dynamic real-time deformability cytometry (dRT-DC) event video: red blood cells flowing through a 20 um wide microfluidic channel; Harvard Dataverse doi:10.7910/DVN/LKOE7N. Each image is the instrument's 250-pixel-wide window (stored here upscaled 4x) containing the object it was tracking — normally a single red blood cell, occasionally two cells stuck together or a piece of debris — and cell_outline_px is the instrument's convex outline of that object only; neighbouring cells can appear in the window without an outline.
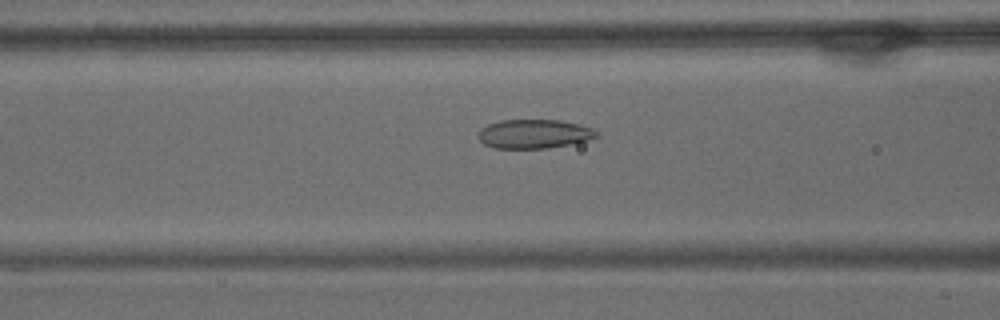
{"species": "common noctule bat (a hibernating species)", "species_latin": "Nyctalus noctula", "temperature_condition": "warm", "stored_images_in_passage": 50, "camera_frame_rate_fps": 3000, "um_per_image_px": 0.085, "animal": {"sex": "male", "body_mass_g": 15.6}, "frame": {"image": 1, "passage_image": 16, "time_ms": 5.0, "image_size_px": [1000, 320], "cell_outline_px": [[600, 136], [588, 140], [548, 148], [492, 148], [484, 144], [476, 136], [480, 128], [488, 124], [500, 120], [560, 120], [592, 128], [600, 132]], "centroid_in_image_um": [45.37, 11.38], "position_along_channel_um": 121.2, "area_um2": 20.11}}
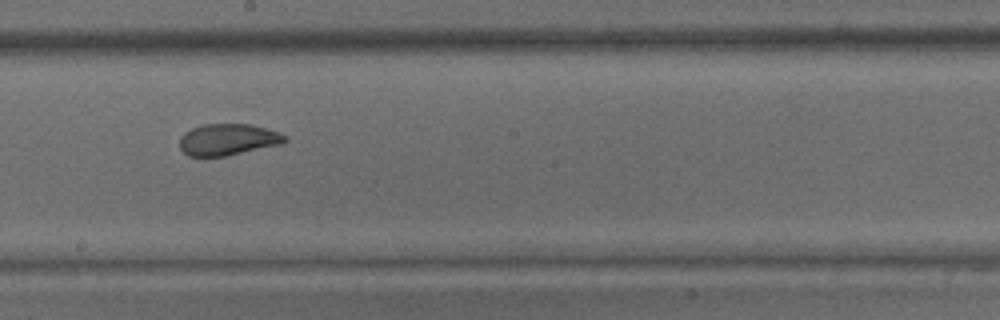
{"frame": {"image": 2, "passage_image": 25, "time_ms": 8.0, "image_size_px": [1000, 320], "cell_outline_px": [[288, 140], [280, 144], [224, 156], [188, 156], [180, 148], [180, 136], [184, 132], [192, 128], [204, 124], [248, 124], [280, 132], [288, 136]], "centroid_in_image_um": [19.36, 11.85], "position_along_channel_um": 228.8, "area_um2": 19.19}}
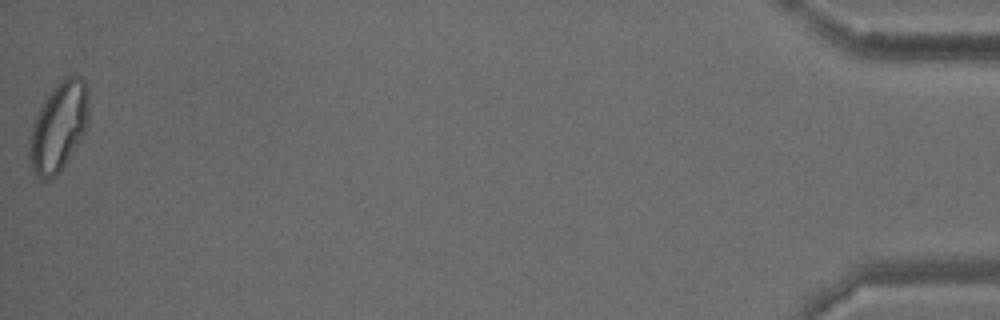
{"frame": {"image": 3, "passage_image": 50, "time_ms": 16.333, "image_size_px": [1000, 320], "cell_outline_px": [[88, 128], [60, 172], [56, 176], [40, 180], [36, 176], [32, 168], [28, 156], [28, 136], [36, 116], [44, 100], [68, 76], [80, 76], [84, 80], [88, 88]], "centroid_in_image_um": [4.98, 10.84], "position_along_channel_um": 430.2, "area_um2": 30.69}, "authors_computed_cell_mechanics": {"area_um2": 22.3108, "velocity_mm_per_s": 3.5912, "shape_relaxation_time_tau1_ms": 9.6497, "shape_relaxation_time_tau2_ms": 1.3549, "deformation_change_tau1": 0.1915, "deformation_change_tau2": 0.0663}}